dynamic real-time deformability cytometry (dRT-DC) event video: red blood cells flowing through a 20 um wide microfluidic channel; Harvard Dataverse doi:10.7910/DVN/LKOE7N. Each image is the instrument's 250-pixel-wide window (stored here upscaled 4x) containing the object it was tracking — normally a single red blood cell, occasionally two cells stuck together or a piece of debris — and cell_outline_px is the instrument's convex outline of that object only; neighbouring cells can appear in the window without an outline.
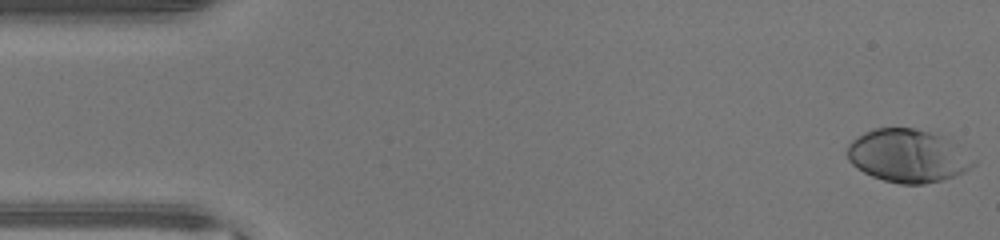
{"species": "human", "species_latin": "Homo sapiens", "temperature_condition": "warm", "stored_images_in_passage": 46, "camera_frame_rate_fps": 3000, "um_per_image_px": 0.085, "donor": {"sex": "male"}, "frame": {"image": 1, "passage_image": 1, "time_ms": 0.0, "image_size_px": [1000, 240], "cell_outline_px": [[976, 164], [964, 172], [940, 180], [924, 184], [900, 184], [884, 180], [872, 176], [856, 168], [848, 160], [848, 144], [852, 140], [864, 132], [876, 128], [916, 128], [940, 136], [956, 144], [976, 160]], "centroid_in_image_um": [77.15, 13.25], "position_along_channel_um": 7.9, "area_um2": 38.67}}
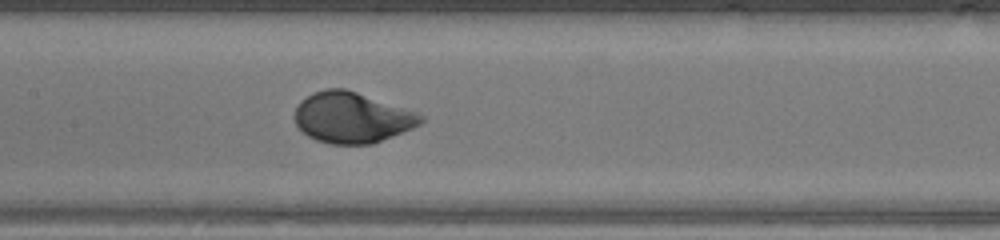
{"frame": {"image": 2, "passage_image": 22, "time_ms": 7.0, "image_size_px": [1000, 240], "cell_outline_px": [[424, 120], [420, 124], [412, 128], [372, 144], [332, 144], [316, 140], [308, 136], [296, 124], [292, 116], [296, 104], [300, 100], [312, 92], [324, 88], [344, 88], [416, 112], [424, 116]], "centroid_in_image_um": [29.85, 9.98], "position_along_channel_um": 177.5, "area_um2": 37.28}}
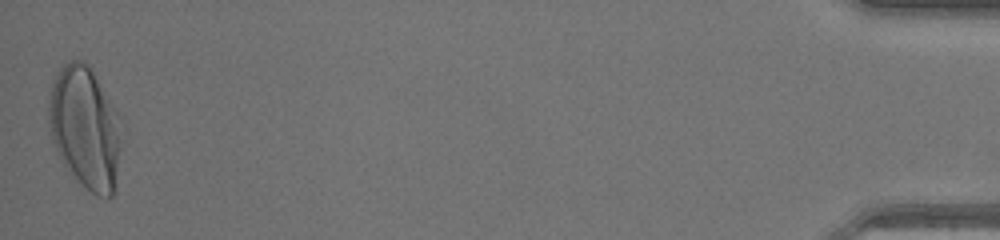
{"frame": {"image": 3, "passage_image": 46, "time_ms": 15.0, "image_size_px": [1000, 240], "cell_outline_px": [[120, 116], [116, 164], [112, 196], [108, 200], [96, 196], [64, 164], [52, 140], [48, 124], [48, 104], [52, 84], [60, 68], [64, 64], [72, 60], [84, 60], [88, 64], [116, 108]], "centroid_in_image_um": [7.2, 10.78], "position_along_channel_um": 428.0, "area_um2": 50.52}, "authors_computed_cell_mechanics": {"area_um2": 37.0787, "velocity_mm_per_s": 4.4559, "shape_relaxation_time_tau1_ms": 2.5972, "shape_relaxation_time_tau2_ms": null, "deformation_change_tau1": 0.1987, "deformation_change_tau2": null}}